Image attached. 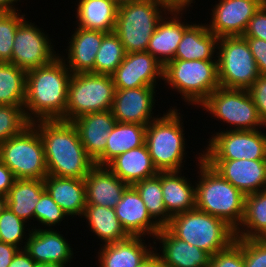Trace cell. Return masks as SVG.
<instances>
[{
    "mask_svg": "<svg viewBox=\"0 0 266 267\" xmlns=\"http://www.w3.org/2000/svg\"><path fill=\"white\" fill-rule=\"evenodd\" d=\"M248 90L253 98L258 115L266 127V75H259Z\"/></svg>",
    "mask_w": 266,
    "mask_h": 267,
    "instance_id": "cell-44",
    "label": "cell"
},
{
    "mask_svg": "<svg viewBox=\"0 0 266 267\" xmlns=\"http://www.w3.org/2000/svg\"><path fill=\"white\" fill-rule=\"evenodd\" d=\"M140 194L151 218L162 228L166 227L171 216L164 203L161 186V171L155 176L143 179L133 185Z\"/></svg>",
    "mask_w": 266,
    "mask_h": 267,
    "instance_id": "cell-36",
    "label": "cell"
},
{
    "mask_svg": "<svg viewBox=\"0 0 266 267\" xmlns=\"http://www.w3.org/2000/svg\"><path fill=\"white\" fill-rule=\"evenodd\" d=\"M76 23L78 27L114 31L119 4L114 0H78Z\"/></svg>",
    "mask_w": 266,
    "mask_h": 267,
    "instance_id": "cell-31",
    "label": "cell"
},
{
    "mask_svg": "<svg viewBox=\"0 0 266 267\" xmlns=\"http://www.w3.org/2000/svg\"><path fill=\"white\" fill-rule=\"evenodd\" d=\"M15 181L13 172L0 161V202L7 196Z\"/></svg>",
    "mask_w": 266,
    "mask_h": 267,
    "instance_id": "cell-47",
    "label": "cell"
},
{
    "mask_svg": "<svg viewBox=\"0 0 266 267\" xmlns=\"http://www.w3.org/2000/svg\"><path fill=\"white\" fill-rule=\"evenodd\" d=\"M90 232L95 233L103 245L127 239L129 235L122 227L115 210L100 205H86L83 212Z\"/></svg>",
    "mask_w": 266,
    "mask_h": 267,
    "instance_id": "cell-33",
    "label": "cell"
},
{
    "mask_svg": "<svg viewBox=\"0 0 266 267\" xmlns=\"http://www.w3.org/2000/svg\"><path fill=\"white\" fill-rule=\"evenodd\" d=\"M25 223L28 222L20 219L3 202H0V241L24 249L25 246H22V243L26 245L28 239V236H24L27 225ZM23 239L26 241L23 242Z\"/></svg>",
    "mask_w": 266,
    "mask_h": 267,
    "instance_id": "cell-38",
    "label": "cell"
},
{
    "mask_svg": "<svg viewBox=\"0 0 266 267\" xmlns=\"http://www.w3.org/2000/svg\"><path fill=\"white\" fill-rule=\"evenodd\" d=\"M116 122L111 110L85 114L72 121L85 151L94 161L105 151L109 133Z\"/></svg>",
    "mask_w": 266,
    "mask_h": 267,
    "instance_id": "cell-23",
    "label": "cell"
},
{
    "mask_svg": "<svg viewBox=\"0 0 266 267\" xmlns=\"http://www.w3.org/2000/svg\"><path fill=\"white\" fill-rule=\"evenodd\" d=\"M209 267H244L243 238H235L226 249L211 256Z\"/></svg>",
    "mask_w": 266,
    "mask_h": 267,
    "instance_id": "cell-42",
    "label": "cell"
},
{
    "mask_svg": "<svg viewBox=\"0 0 266 267\" xmlns=\"http://www.w3.org/2000/svg\"><path fill=\"white\" fill-rule=\"evenodd\" d=\"M28 239L24 250L37 264H66L71 263L73 248L60 231L53 229H28Z\"/></svg>",
    "mask_w": 266,
    "mask_h": 267,
    "instance_id": "cell-18",
    "label": "cell"
},
{
    "mask_svg": "<svg viewBox=\"0 0 266 267\" xmlns=\"http://www.w3.org/2000/svg\"><path fill=\"white\" fill-rule=\"evenodd\" d=\"M217 50L220 87L248 90L260 73L247 40L243 36L221 37Z\"/></svg>",
    "mask_w": 266,
    "mask_h": 267,
    "instance_id": "cell-10",
    "label": "cell"
},
{
    "mask_svg": "<svg viewBox=\"0 0 266 267\" xmlns=\"http://www.w3.org/2000/svg\"><path fill=\"white\" fill-rule=\"evenodd\" d=\"M192 24L184 31L174 60L217 61L214 55L219 38L209 31L207 24Z\"/></svg>",
    "mask_w": 266,
    "mask_h": 267,
    "instance_id": "cell-29",
    "label": "cell"
},
{
    "mask_svg": "<svg viewBox=\"0 0 266 267\" xmlns=\"http://www.w3.org/2000/svg\"><path fill=\"white\" fill-rule=\"evenodd\" d=\"M183 10L173 9L159 21L155 32L152 34L147 50L149 54L155 57L163 67L174 60L178 45L181 42L184 31L191 25L182 22ZM170 12V13H169ZM169 14L171 15L169 17ZM181 15V16H180ZM166 19V20H165Z\"/></svg>",
    "mask_w": 266,
    "mask_h": 267,
    "instance_id": "cell-20",
    "label": "cell"
},
{
    "mask_svg": "<svg viewBox=\"0 0 266 267\" xmlns=\"http://www.w3.org/2000/svg\"><path fill=\"white\" fill-rule=\"evenodd\" d=\"M37 263L24 250L20 249L14 256L9 267H36Z\"/></svg>",
    "mask_w": 266,
    "mask_h": 267,
    "instance_id": "cell-49",
    "label": "cell"
},
{
    "mask_svg": "<svg viewBox=\"0 0 266 267\" xmlns=\"http://www.w3.org/2000/svg\"><path fill=\"white\" fill-rule=\"evenodd\" d=\"M142 239L140 236H129L122 241L103 245L98 252L99 267H138L154 250V246H147Z\"/></svg>",
    "mask_w": 266,
    "mask_h": 267,
    "instance_id": "cell-26",
    "label": "cell"
},
{
    "mask_svg": "<svg viewBox=\"0 0 266 267\" xmlns=\"http://www.w3.org/2000/svg\"><path fill=\"white\" fill-rule=\"evenodd\" d=\"M72 76L61 54L48 65L27 71L24 114L33 123L38 120L65 121L68 85Z\"/></svg>",
    "mask_w": 266,
    "mask_h": 267,
    "instance_id": "cell-2",
    "label": "cell"
},
{
    "mask_svg": "<svg viewBox=\"0 0 266 267\" xmlns=\"http://www.w3.org/2000/svg\"><path fill=\"white\" fill-rule=\"evenodd\" d=\"M146 126L136 123L116 122L109 133L105 151L94 161L106 166L116 156L145 144Z\"/></svg>",
    "mask_w": 266,
    "mask_h": 267,
    "instance_id": "cell-30",
    "label": "cell"
},
{
    "mask_svg": "<svg viewBox=\"0 0 266 267\" xmlns=\"http://www.w3.org/2000/svg\"><path fill=\"white\" fill-rule=\"evenodd\" d=\"M86 205H100L114 209L129 186L106 166L95 165L84 179Z\"/></svg>",
    "mask_w": 266,
    "mask_h": 267,
    "instance_id": "cell-24",
    "label": "cell"
},
{
    "mask_svg": "<svg viewBox=\"0 0 266 267\" xmlns=\"http://www.w3.org/2000/svg\"><path fill=\"white\" fill-rule=\"evenodd\" d=\"M200 106L218 121L233 126L229 130L265 128L249 90L218 87Z\"/></svg>",
    "mask_w": 266,
    "mask_h": 267,
    "instance_id": "cell-11",
    "label": "cell"
},
{
    "mask_svg": "<svg viewBox=\"0 0 266 267\" xmlns=\"http://www.w3.org/2000/svg\"><path fill=\"white\" fill-rule=\"evenodd\" d=\"M244 267H266V240L243 239Z\"/></svg>",
    "mask_w": 266,
    "mask_h": 267,
    "instance_id": "cell-43",
    "label": "cell"
},
{
    "mask_svg": "<svg viewBox=\"0 0 266 267\" xmlns=\"http://www.w3.org/2000/svg\"><path fill=\"white\" fill-rule=\"evenodd\" d=\"M68 217V215L61 209V207L52 199V197L45 191L36 204L34 209V218L40 224L52 229L56 224L60 225L61 221Z\"/></svg>",
    "mask_w": 266,
    "mask_h": 267,
    "instance_id": "cell-41",
    "label": "cell"
},
{
    "mask_svg": "<svg viewBox=\"0 0 266 267\" xmlns=\"http://www.w3.org/2000/svg\"><path fill=\"white\" fill-rule=\"evenodd\" d=\"M115 91L111 75L72 74L68 85L65 121L72 122L85 114L111 110Z\"/></svg>",
    "mask_w": 266,
    "mask_h": 267,
    "instance_id": "cell-8",
    "label": "cell"
},
{
    "mask_svg": "<svg viewBox=\"0 0 266 267\" xmlns=\"http://www.w3.org/2000/svg\"><path fill=\"white\" fill-rule=\"evenodd\" d=\"M154 250L143 260V262L138 267H164L162 260L156 250V247L154 248Z\"/></svg>",
    "mask_w": 266,
    "mask_h": 267,
    "instance_id": "cell-50",
    "label": "cell"
},
{
    "mask_svg": "<svg viewBox=\"0 0 266 267\" xmlns=\"http://www.w3.org/2000/svg\"><path fill=\"white\" fill-rule=\"evenodd\" d=\"M207 24L218 38L243 36L250 19L266 0H218Z\"/></svg>",
    "mask_w": 266,
    "mask_h": 267,
    "instance_id": "cell-14",
    "label": "cell"
},
{
    "mask_svg": "<svg viewBox=\"0 0 266 267\" xmlns=\"http://www.w3.org/2000/svg\"><path fill=\"white\" fill-rule=\"evenodd\" d=\"M26 84L25 70L9 62H0V105L24 107Z\"/></svg>",
    "mask_w": 266,
    "mask_h": 267,
    "instance_id": "cell-35",
    "label": "cell"
},
{
    "mask_svg": "<svg viewBox=\"0 0 266 267\" xmlns=\"http://www.w3.org/2000/svg\"><path fill=\"white\" fill-rule=\"evenodd\" d=\"M0 161L16 179H44L48 175L43 143L33 123L0 144Z\"/></svg>",
    "mask_w": 266,
    "mask_h": 267,
    "instance_id": "cell-9",
    "label": "cell"
},
{
    "mask_svg": "<svg viewBox=\"0 0 266 267\" xmlns=\"http://www.w3.org/2000/svg\"><path fill=\"white\" fill-rule=\"evenodd\" d=\"M257 63L260 75H266V41L259 38H245Z\"/></svg>",
    "mask_w": 266,
    "mask_h": 267,
    "instance_id": "cell-46",
    "label": "cell"
},
{
    "mask_svg": "<svg viewBox=\"0 0 266 267\" xmlns=\"http://www.w3.org/2000/svg\"><path fill=\"white\" fill-rule=\"evenodd\" d=\"M44 179H16L2 202L25 222L34 219V209L45 192Z\"/></svg>",
    "mask_w": 266,
    "mask_h": 267,
    "instance_id": "cell-32",
    "label": "cell"
},
{
    "mask_svg": "<svg viewBox=\"0 0 266 267\" xmlns=\"http://www.w3.org/2000/svg\"><path fill=\"white\" fill-rule=\"evenodd\" d=\"M163 65L148 52L127 53L111 75L116 89L156 86L163 80Z\"/></svg>",
    "mask_w": 266,
    "mask_h": 267,
    "instance_id": "cell-16",
    "label": "cell"
},
{
    "mask_svg": "<svg viewBox=\"0 0 266 267\" xmlns=\"http://www.w3.org/2000/svg\"><path fill=\"white\" fill-rule=\"evenodd\" d=\"M164 83L189 105L200 106L219 85L217 61L172 60L164 66Z\"/></svg>",
    "mask_w": 266,
    "mask_h": 267,
    "instance_id": "cell-7",
    "label": "cell"
},
{
    "mask_svg": "<svg viewBox=\"0 0 266 267\" xmlns=\"http://www.w3.org/2000/svg\"><path fill=\"white\" fill-rule=\"evenodd\" d=\"M244 38H259L266 41V1L250 19Z\"/></svg>",
    "mask_w": 266,
    "mask_h": 267,
    "instance_id": "cell-45",
    "label": "cell"
},
{
    "mask_svg": "<svg viewBox=\"0 0 266 267\" xmlns=\"http://www.w3.org/2000/svg\"><path fill=\"white\" fill-rule=\"evenodd\" d=\"M177 238L211 256L235 241V230L223 219L197 208L171 217L166 226Z\"/></svg>",
    "mask_w": 266,
    "mask_h": 267,
    "instance_id": "cell-5",
    "label": "cell"
},
{
    "mask_svg": "<svg viewBox=\"0 0 266 267\" xmlns=\"http://www.w3.org/2000/svg\"><path fill=\"white\" fill-rule=\"evenodd\" d=\"M45 190L68 215L82 217L86 206V186L84 179L47 175Z\"/></svg>",
    "mask_w": 266,
    "mask_h": 267,
    "instance_id": "cell-27",
    "label": "cell"
},
{
    "mask_svg": "<svg viewBox=\"0 0 266 267\" xmlns=\"http://www.w3.org/2000/svg\"><path fill=\"white\" fill-rule=\"evenodd\" d=\"M155 89L156 86L116 89L111 109L116 121L147 126L151 121L157 119L159 115L154 118L152 111L156 101Z\"/></svg>",
    "mask_w": 266,
    "mask_h": 267,
    "instance_id": "cell-15",
    "label": "cell"
},
{
    "mask_svg": "<svg viewBox=\"0 0 266 267\" xmlns=\"http://www.w3.org/2000/svg\"><path fill=\"white\" fill-rule=\"evenodd\" d=\"M24 17L18 11L0 12V62L12 60L15 33Z\"/></svg>",
    "mask_w": 266,
    "mask_h": 267,
    "instance_id": "cell-39",
    "label": "cell"
},
{
    "mask_svg": "<svg viewBox=\"0 0 266 267\" xmlns=\"http://www.w3.org/2000/svg\"><path fill=\"white\" fill-rule=\"evenodd\" d=\"M235 238H266V190L246 195L244 217Z\"/></svg>",
    "mask_w": 266,
    "mask_h": 267,
    "instance_id": "cell-34",
    "label": "cell"
},
{
    "mask_svg": "<svg viewBox=\"0 0 266 267\" xmlns=\"http://www.w3.org/2000/svg\"><path fill=\"white\" fill-rule=\"evenodd\" d=\"M41 137L48 175L85 179L95 166L72 122L61 119L33 122Z\"/></svg>",
    "mask_w": 266,
    "mask_h": 267,
    "instance_id": "cell-1",
    "label": "cell"
},
{
    "mask_svg": "<svg viewBox=\"0 0 266 267\" xmlns=\"http://www.w3.org/2000/svg\"><path fill=\"white\" fill-rule=\"evenodd\" d=\"M51 43L45 32L24 19L16 30L12 60L9 63L26 72L48 65L59 57Z\"/></svg>",
    "mask_w": 266,
    "mask_h": 267,
    "instance_id": "cell-13",
    "label": "cell"
},
{
    "mask_svg": "<svg viewBox=\"0 0 266 267\" xmlns=\"http://www.w3.org/2000/svg\"><path fill=\"white\" fill-rule=\"evenodd\" d=\"M173 9H186L194 0H160ZM190 5V6H189Z\"/></svg>",
    "mask_w": 266,
    "mask_h": 267,
    "instance_id": "cell-51",
    "label": "cell"
},
{
    "mask_svg": "<svg viewBox=\"0 0 266 267\" xmlns=\"http://www.w3.org/2000/svg\"><path fill=\"white\" fill-rule=\"evenodd\" d=\"M179 110L170 107L163 116L146 126V140L149 154L158 171H180L185 161V133Z\"/></svg>",
    "mask_w": 266,
    "mask_h": 267,
    "instance_id": "cell-6",
    "label": "cell"
},
{
    "mask_svg": "<svg viewBox=\"0 0 266 267\" xmlns=\"http://www.w3.org/2000/svg\"><path fill=\"white\" fill-rule=\"evenodd\" d=\"M106 167L128 185H134L159 173L146 143L116 156Z\"/></svg>",
    "mask_w": 266,
    "mask_h": 267,
    "instance_id": "cell-25",
    "label": "cell"
},
{
    "mask_svg": "<svg viewBox=\"0 0 266 267\" xmlns=\"http://www.w3.org/2000/svg\"><path fill=\"white\" fill-rule=\"evenodd\" d=\"M20 0H0V12H14L19 11L15 7V2L17 3ZM14 5V6H13Z\"/></svg>",
    "mask_w": 266,
    "mask_h": 267,
    "instance_id": "cell-52",
    "label": "cell"
},
{
    "mask_svg": "<svg viewBox=\"0 0 266 267\" xmlns=\"http://www.w3.org/2000/svg\"><path fill=\"white\" fill-rule=\"evenodd\" d=\"M204 161L245 195L266 190V159Z\"/></svg>",
    "mask_w": 266,
    "mask_h": 267,
    "instance_id": "cell-17",
    "label": "cell"
},
{
    "mask_svg": "<svg viewBox=\"0 0 266 267\" xmlns=\"http://www.w3.org/2000/svg\"><path fill=\"white\" fill-rule=\"evenodd\" d=\"M114 210L129 236L144 238L148 235L154 238L161 230V227L149 215L145 203L133 185L126 188Z\"/></svg>",
    "mask_w": 266,
    "mask_h": 267,
    "instance_id": "cell-19",
    "label": "cell"
},
{
    "mask_svg": "<svg viewBox=\"0 0 266 267\" xmlns=\"http://www.w3.org/2000/svg\"><path fill=\"white\" fill-rule=\"evenodd\" d=\"M162 243L158 253L166 267H209L211 255L177 238L167 227H162L154 237Z\"/></svg>",
    "mask_w": 266,
    "mask_h": 267,
    "instance_id": "cell-21",
    "label": "cell"
},
{
    "mask_svg": "<svg viewBox=\"0 0 266 267\" xmlns=\"http://www.w3.org/2000/svg\"><path fill=\"white\" fill-rule=\"evenodd\" d=\"M212 138V139H211ZM203 150V160L266 159V133L259 130L216 132Z\"/></svg>",
    "mask_w": 266,
    "mask_h": 267,
    "instance_id": "cell-12",
    "label": "cell"
},
{
    "mask_svg": "<svg viewBox=\"0 0 266 267\" xmlns=\"http://www.w3.org/2000/svg\"><path fill=\"white\" fill-rule=\"evenodd\" d=\"M180 173L161 171L163 203L171 217L196 208L195 185Z\"/></svg>",
    "mask_w": 266,
    "mask_h": 267,
    "instance_id": "cell-28",
    "label": "cell"
},
{
    "mask_svg": "<svg viewBox=\"0 0 266 267\" xmlns=\"http://www.w3.org/2000/svg\"><path fill=\"white\" fill-rule=\"evenodd\" d=\"M29 124L22 106L0 105V144L18 135Z\"/></svg>",
    "mask_w": 266,
    "mask_h": 267,
    "instance_id": "cell-40",
    "label": "cell"
},
{
    "mask_svg": "<svg viewBox=\"0 0 266 267\" xmlns=\"http://www.w3.org/2000/svg\"><path fill=\"white\" fill-rule=\"evenodd\" d=\"M199 155L200 180L195 184L196 208L223 219L236 230L244 217L246 195L204 161L202 153Z\"/></svg>",
    "mask_w": 266,
    "mask_h": 267,
    "instance_id": "cell-3",
    "label": "cell"
},
{
    "mask_svg": "<svg viewBox=\"0 0 266 267\" xmlns=\"http://www.w3.org/2000/svg\"><path fill=\"white\" fill-rule=\"evenodd\" d=\"M126 52L119 37L112 31L103 40L94 62V74L112 75L124 60Z\"/></svg>",
    "mask_w": 266,
    "mask_h": 267,
    "instance_id": "cell-37",
    "label": "cell"
},
{
    "mask_svg": "<svg viewBox=\"0 0 266 267\" xmlns=\"http://www.w3.org/2000/svg\"><path fill=\"white\" fill-rule=\"evenodd\" d=\"M170 10L171 8L160 0L120 3L113 32L119 37L126 54L146 52L157 24Z\"/></svg>",
    "mask_w": 266,
    "mask_h": 267,
    "instance_id": "cell-4",
    "label": "cell"
},
{
    "mask_svg": "<svg viewBox=\"0 0 266 267\" xmlns=\"http://www.w3.org/2000/svg\"><path fill=\"white\" fill-rule=\"evenodd\" d=\"M36 267H66V266L61 264L46 263V264H37Z\"/></svg>",
    "mask_w": 266,
    "mask_h": 267,
    "instance_id": "cell-53",
    "label": "cell"
},
{
    "mask_svg": "<svg viewBox=\"0 0 266 267\" xmlns=\"http://www.w3.org/2000/svg\"><path fill=\"white\" fill-rule=\"evenodd\" d=\"M20 248L0 241V267H9Z\"/></svg>",
    "mask_w": 266,
    "mask_h": 267,
    "instance_id": "cell-48",
    "label": "cell"
},
{
    "mask_svg": "<svg viewBox=\"0 0 266 267\" xmlns=\"http://www.w3.org/2000/svg\"><path fill=\"white\" fill-rule=\"evenodd\" d=\"M116 1L118 4L120 3H123V2H130V1H133V0H114Z\"/></svg>",
    "mask_w": 266,
    "mask_h": 267,
    "instance_id": "cell-54",
    "label": "cell"
},
{
    "mask_svg": "<svg viewBox=\"0 0 266 267\" xmlns=\"http://www.w3.org/2000/svg\"><path fill=\"white\" fill-rule=\"evenodd\" d=\"M75 29L68 43V58L65 59L63 55L61 58L72 74L94 73L96 54L106 33L78 26Z\"/></svg>",
    "mask_w": 266,
    "mask_h": 267,
    "instance_id": "cell-22",
    "label": "cell"
}]
</instances>
